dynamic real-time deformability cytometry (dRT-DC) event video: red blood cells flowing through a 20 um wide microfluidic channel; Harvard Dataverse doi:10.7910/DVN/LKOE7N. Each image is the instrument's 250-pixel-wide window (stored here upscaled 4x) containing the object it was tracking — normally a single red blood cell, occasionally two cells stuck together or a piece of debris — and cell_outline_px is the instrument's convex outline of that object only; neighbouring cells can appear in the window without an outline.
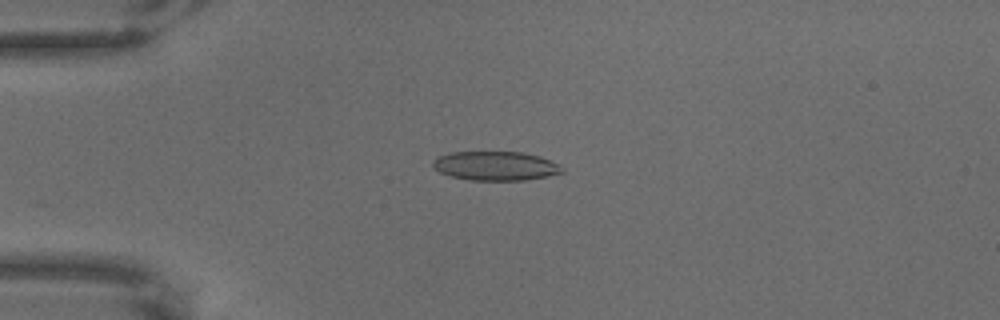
{"species": "common noctule bat (a hibernating species)", "species_latin": "Nyctalus noctula", "temperature_condition": "warm", "stored_images_in_passage": 32, "camera_frame_rate_fps": 3000, "um_per_image_px": 0.085, "animal": {"sex": "male", "body_mass_g": 18.8}, "frame": {"image": 1, "passage_image": 17, "time_ms": 5.333, "image_size_px": [1000, 320], "cell_outline_px": [[564, 172], [548, 176], [524, 180], [468, 180], [452, 176], [440, 172], [432, 168], [432, 160], [436, 156], [452, 152], [520, 152], [540, 156], [564, 168]], "centroid_in_image_um": [42.07, 14.1], "position_along_channel_um": 42.9, "area_um2": 21.91}}
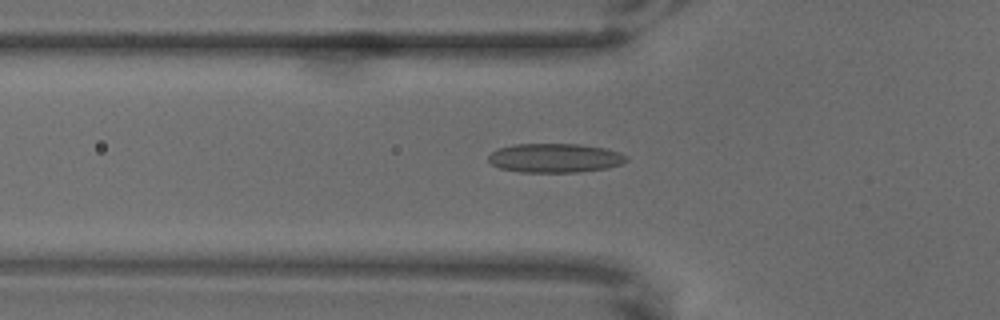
{"frame": {"image": 2, "passage_image": 23, "time_ms": 7.333, "image_size_px": [1000, 320], "cell_outline_px": [[628, 160], [620, 164], [608, 168], [580, 172], [520, 172], [500, 168], [492, 164], [488, 160], [488, 156], [496, 148], [516, 144], [576, 144], [604, 148], [620, 152], [628, 156]], "centroid_in_image_um": [47.17, 13.43], "position_along_channel_um": 78.6, "area_um2": 23.47}}
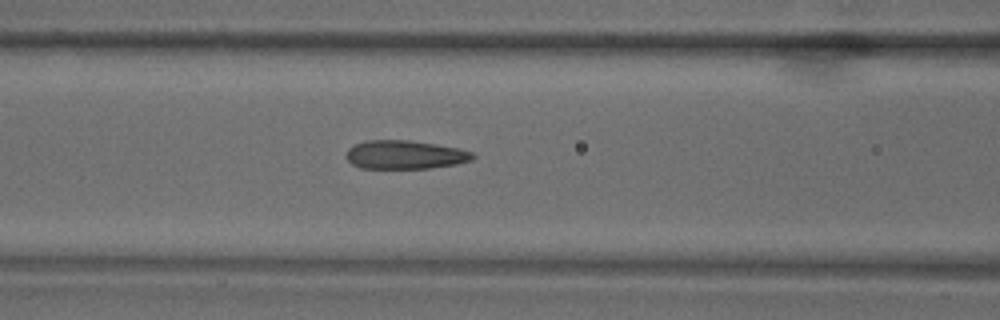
{"frame": {"image": 3, "passage_image": 28, "time_ms": 9.0, "image_size_px": [1000, 320], "cell_outline_px": [[476, 156], [472, 160], [456, 164], [428, 168], [360, 168], [352, 164], [344, 156], [348, 148], [364, 140], [408, 140], [436, 144], [460, 148], [472, 152]], "centroid_in_image_um": [34.41, 13.15], "position_along_channel_um": 132.2, "area_um2": 21.21}}